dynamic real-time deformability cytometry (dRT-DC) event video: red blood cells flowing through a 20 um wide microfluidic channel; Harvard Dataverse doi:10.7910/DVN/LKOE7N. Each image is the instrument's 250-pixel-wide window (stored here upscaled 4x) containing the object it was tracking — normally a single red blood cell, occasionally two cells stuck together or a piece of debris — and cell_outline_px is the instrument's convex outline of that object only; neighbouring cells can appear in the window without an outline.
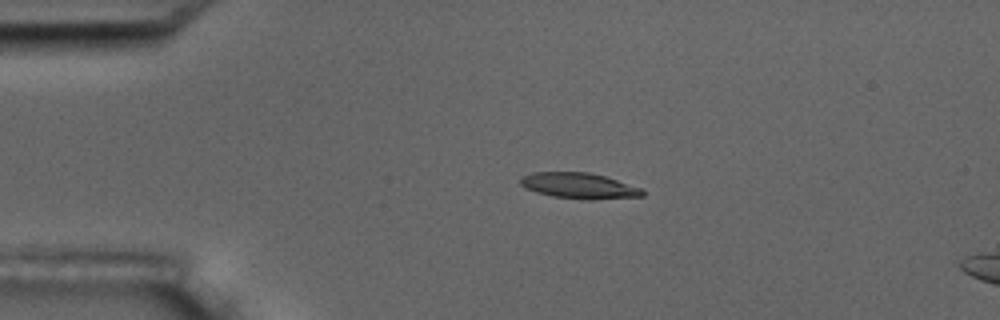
{"species": "common noctule bat (a hibernating species)", "species_latin": "Nyctalus noctula", "temperature_condition": "room temperature", "stored_images_in_passage": 6, "camera_frame_rate_fps": 3000, "um_per_image_px": 0.085, "animal": {"sex": "male", "body_mass_g": 17.5, "forearm_length_mm": 52.3}, "frame": {"image": 1, "passage_image": 4, "time_ms": 3.667, "image_size_px": [1000, 320], "cell_outline_px": [[644, 196], [592, 200], [588, 200], [552, 196], [536, 192], [524, 188], [520, 184], [520, 176], [532, 172], [588, 172], [604, 176], [640, 188], [644, 192]], "centroid_in_image_um": [49.16, 15.79], "position_along_channel_um": 35.8, "area_um2": 18.32}}